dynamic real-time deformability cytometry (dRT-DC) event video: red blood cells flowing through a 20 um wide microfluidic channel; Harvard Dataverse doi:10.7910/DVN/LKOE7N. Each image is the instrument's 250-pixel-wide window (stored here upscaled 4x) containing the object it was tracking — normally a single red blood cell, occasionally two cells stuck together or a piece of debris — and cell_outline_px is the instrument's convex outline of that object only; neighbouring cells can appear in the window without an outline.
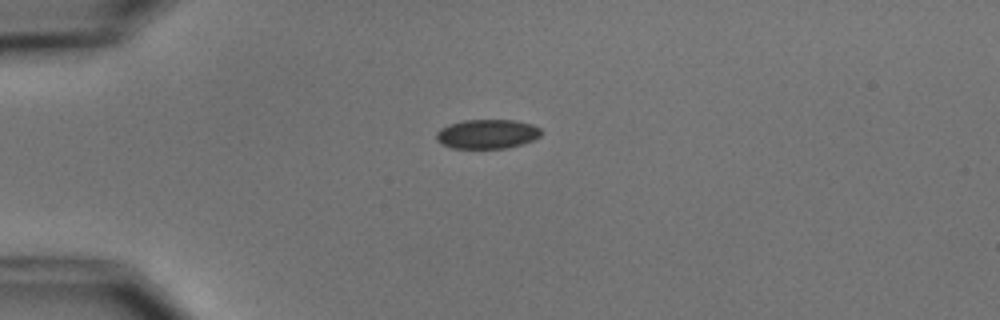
{"species": "common noctule bat (a hibernating species)", "species_latin": "Nyctalus noctula", "temperature_condition": "cold", "stored_images_in_passage": 7, "camera_frame_rate_fps": 3000, "um_per_image_px": 0.085, "animal": {"sex": "male", "body_mass_g": 15.6}, "frame": {"image": 1, "passage_image": 1, "time_ms": 0.0, "image_size_px": [1000, 320], "cell_outline_px": [[544, 132], [540, 136], [524, 144], [508, 148], [452, 148], [440, 144], [436, 140], [436, 132], [440, 128], [448, 124], [464, 120], [516, 120], [532, 124], [540, 128]], "centroid_in_image_um": [41.41, 11.39], "position_along_channel_um": 43.6, "area_um2": 18.21}}
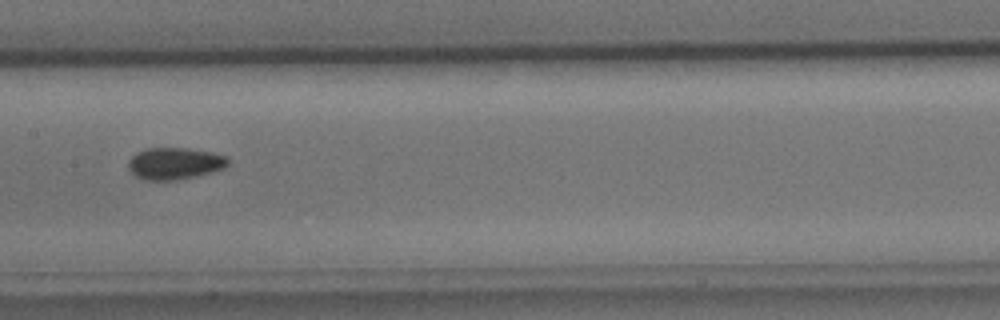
{"frame": {"image": 2, "passage_image": 5, "time_ms": 4.667, "image_size_px": [1000, 320], "cell_outline_px": [[228, 164], [224, 168], [212, 172], [196, 176], [176, 180], [144, 180], [136, 176], [128, 168], [128, 160], [136, 152], [144, 148], [188, 148], [212, 152], [228, 156]], "centroid_in_image_um": [14.84, 13.88], "position_along_channel_um": 192.6, "area_um2": 18.67}}
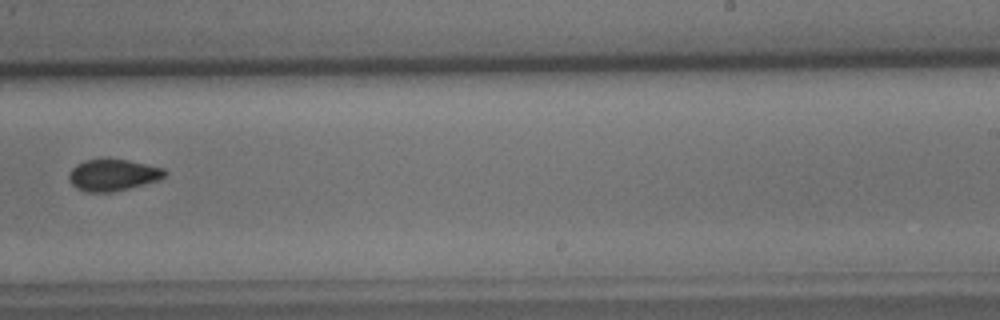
{"frame": {"image": 3, "passage_image": 7, "time_ms": 7.0, "image_size_px": [1000, 320], "cell_outline_px": [[168, 172], [160, 180], [112, 192], [84, 192], [76, 188], [68, 180], [68, 176], [72, 168], [76, 164], [84, 160], [104, 156], [128, 160], [164, 168]], "centroid_in_image_um": [9.57, 14.84], "position_along_channel_um": 279.4, "area_um2": 18.21}}